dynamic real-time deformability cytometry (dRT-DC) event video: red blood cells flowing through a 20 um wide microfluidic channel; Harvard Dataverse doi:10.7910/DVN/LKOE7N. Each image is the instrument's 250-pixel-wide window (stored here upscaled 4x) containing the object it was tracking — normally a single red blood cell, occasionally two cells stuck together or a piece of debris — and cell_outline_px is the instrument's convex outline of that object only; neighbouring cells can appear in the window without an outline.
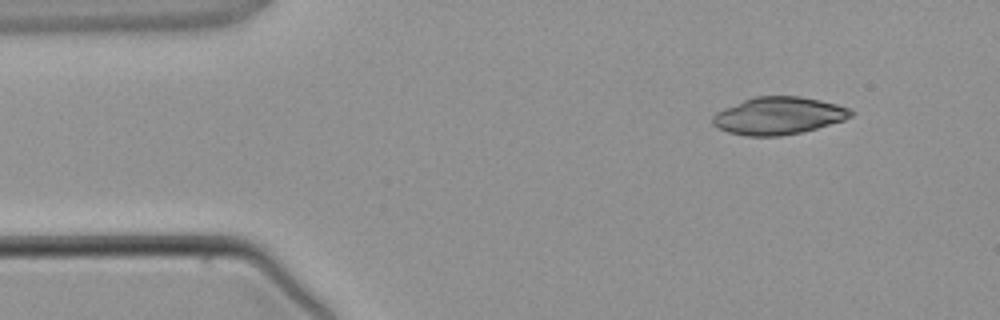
{"species": "common noctule bat (a hibernating species)", "species_latin": "Nyctalus noctula", "temperature_condition": "warm", "stored_images_in_passage": 3, "camera_frame_rate_fps": 3000, "um_per_image_px": 0.085, "animal": {"sex": "male", "body_mass_g": 21.5, "forearm_length_mm": 52.0}, "frame": {"image": 1, "passage_image": 1, "time_ms": 0.0, "image_size_px": [1000, 320], "cell_outline_px": [[856, 112], [852, 116], [844, 120], [816, 128], [800, 132], [780, 136], [744, 136], [728, 132], [716, 128], [712, 124], [712, 116], [716, 112], [724, 108], [744, 100], [756, 96], [800, 96], [820, 100], [836, 104], [848, 108]], "centroid_in_image_um": [66.15, 9.84], "position_along_channel_um": 18.8, "area_um2": 30.17}}